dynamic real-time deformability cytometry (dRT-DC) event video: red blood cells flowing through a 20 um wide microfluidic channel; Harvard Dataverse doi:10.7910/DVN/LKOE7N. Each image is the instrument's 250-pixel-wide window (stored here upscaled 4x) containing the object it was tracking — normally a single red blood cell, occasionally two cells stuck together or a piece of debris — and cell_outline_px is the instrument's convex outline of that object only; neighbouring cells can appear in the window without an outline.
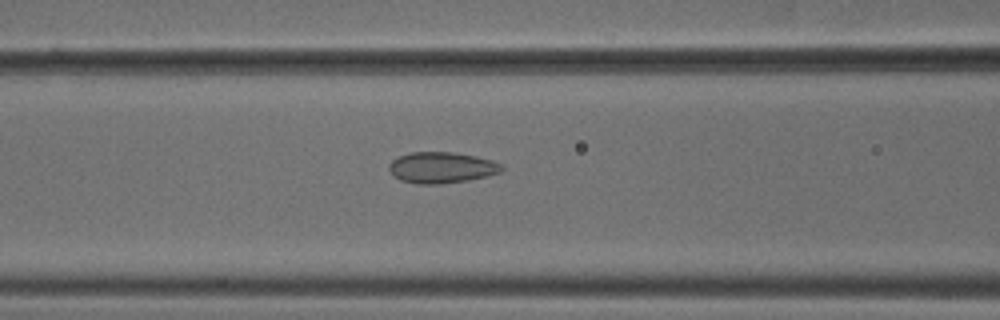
{"species": "common noctule bat (a hibernating species)", "species_latin": "Nyctalus noctula", "temperature_condition": "cold", "stored_images_in_passage": 53, "camera_frame_rate_fps": 3000, "um_per_image_px": 0.085, "animal": {"sex": "male", "body_mass_g": 18.8}, "frame": {"image": 1, "passage_image": 22, "time_ms": 7.0, "image_size_px": [1000, 320], "cell_outline_px": [[504, 168], [500, 172], [488, 176], [468, 180], [440, 184], [420, 184], [400, 180], [388, 168], [388, 164], [392, 160], [400, 156], [412, 152], [452, 152], [476, 156], [492, 160], [500, 164]], "centroid_in_image_um": [37.55, 14.24], "position_along_channel_um": 129.1, "area_um2": 20.29}}
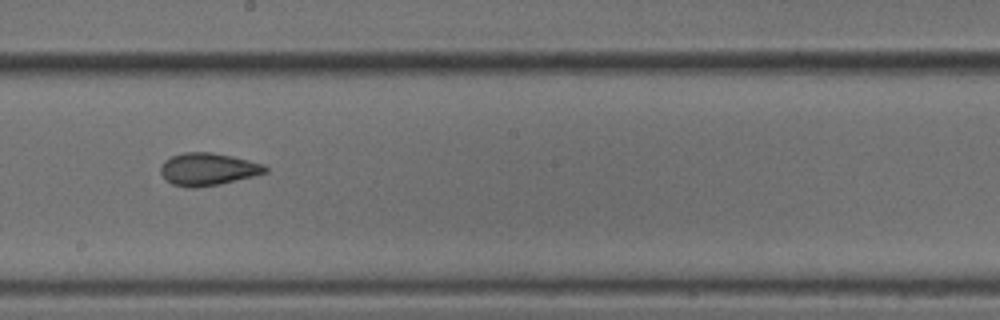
{"frame": {"image": 2, "passage_image": 30, "time_ms": 9.667, "image_size_px": [1000, 320], "cell_outline_px": [[268, 172], [220, 184], [196, 188], [188, 188], [172, 184], [164, 180], [160, 172], [160, 168], [164, 160], [172, 156], [184, 152], [212, 152], [232, 156], [264, 164], [268, 168]], "centroid_in_image_um": [17.64, 14.39], "position_along_channel_um": 230.6, "area_um2": 19.94}}
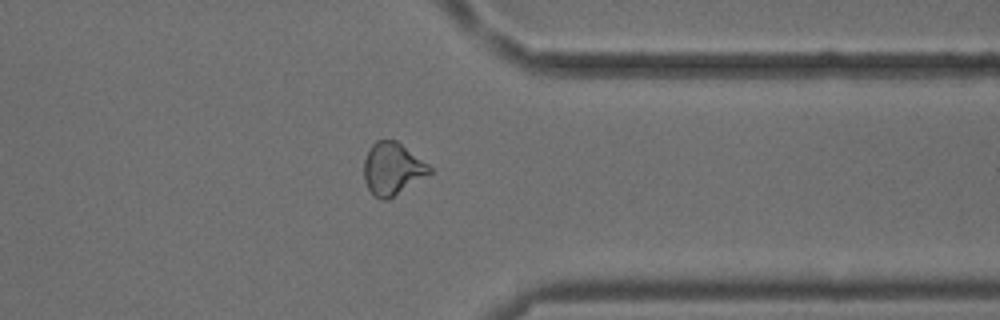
{"frame": {"image": 3, "passage_image": 42, "time_ms": 13.667, "image_size_px": [1000, 320], "cell_outline_px": [[432, 172], [388, 200], [380, 200], [368, 188], [364, 180], [364, 160], [372, 144], [376, 140], [396, 140], [428, 164], [432, 168]], "centroid_in_image_um": [33.35, 14.35], "position_along_channel_um": 378.1, "area_um2": 19.77}, "authors_computed_cell_mechanics": {"area_um2": 20.4034, "velocity_mm_per_s": 3.7927, "shape_relaxation_time_tau1_ms": 9.151, "shape_relaxation_time_tau2_ms": 1.9417, "deformation_change_tau1": 0.1345, "deformation_change_tau2": 0.0772}}